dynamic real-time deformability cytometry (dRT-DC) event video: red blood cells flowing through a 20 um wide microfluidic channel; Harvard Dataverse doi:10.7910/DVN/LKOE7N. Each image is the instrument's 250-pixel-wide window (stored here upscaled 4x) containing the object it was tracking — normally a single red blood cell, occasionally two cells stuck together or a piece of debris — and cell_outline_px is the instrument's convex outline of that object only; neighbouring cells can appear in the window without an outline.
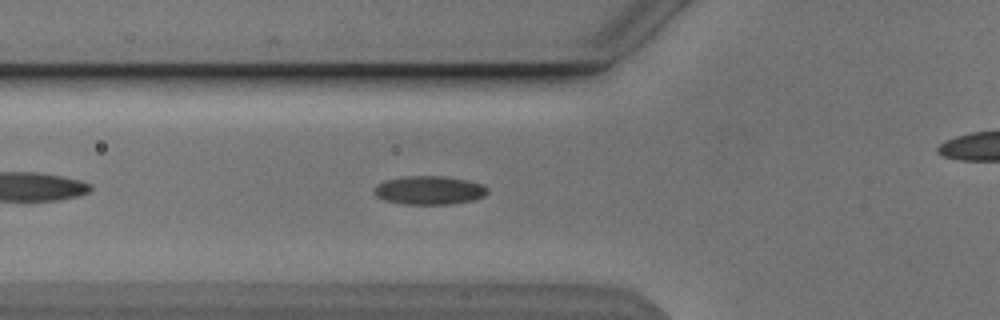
{"species": "Egyptian fruit bat (a non-hibernating species)", "species_latin": "Rousettus aegyptiacus", "temperature_condition": "cold", "stored_images_in_passage": 35, "camera_frame_rate_fps": 3000, "um_per_image_px": 0.085, "animal": {"sex": "male"}, "frame": {"image": 1, "passage_image": 7, "time_ms": 2.0, "image_size_px": [1000, 320], "cell_outline_px": [[488, 192], [484, 196], [472, 200], [452, 204], [404, 204], [384, 200], [376, 196], [372, 192], [372, 188], [376, 184], [384, 180], [408, 176], [444, 176], [468, 180], [480, 184], [488, 188]], "centroid_in_image_um": [36.44, 16.17], "position_along_channel_um": 89.4, "area_um2": 19.02}}
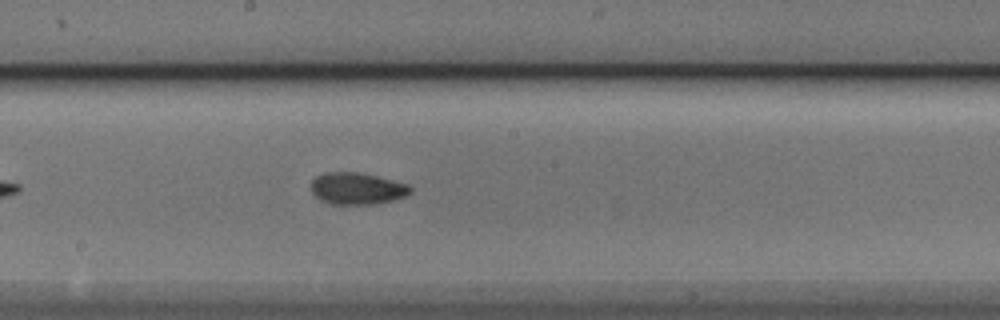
{"frame": {"image": 2, "passage_image": 17, "time_ms": 5.333, "image_size_px": [1000, 320], "cell_outline_px": [[412, 192], [404, 196], [392, 200], [372, 204], [328, 204], [320, 200], [312, 192], [312, 180], [316, 176], [324, 172], [356, 172], [376, 176], [408, 184], [412, 188]], "centroid_in_image_um": [30.33, 16.02], "position_along_channel_um": 217.9, "area_um2": 18.32}}
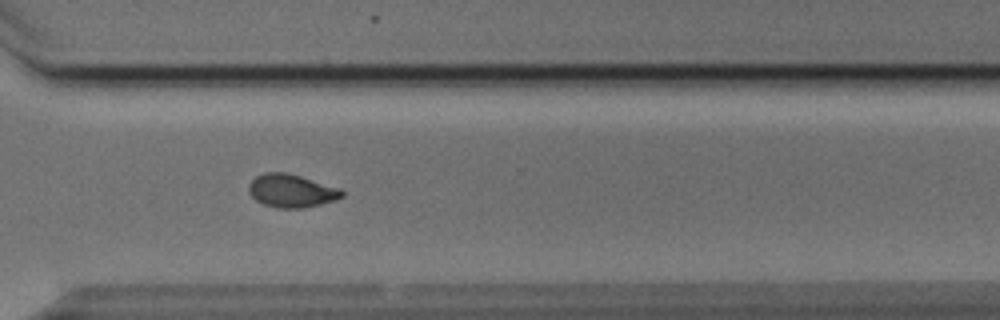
{"frame": {"image": 3, "passage_image": 27, "time_ms": 8.667, "image_size_px": [1000, 320], "cell_outline_px": [[344, 196], [336, 200], [304, 208], [276, 208], [264, 204], [256, 200], [248, 192], [248, 184], [256, 176], [264, 172], [284, 172], [300, 176], [340, 188], [344, 192]], "centroid_in_image_um": [24.76, 16.22], "position_along_channel_um": 345.8, "area_um2": 18.03}, "authors_computed_cell_mechanics": {"area_um2": 18.1492, "velocity_mm_per_s": 3.8488, "shape_relaxation_time_tau1_ms": 5.2387, "shape_relaxation_time_tau2_ms": 2.0939, "deformation_change_tau1": 0.1247, "deformation_change_tau2": 0.0722}}